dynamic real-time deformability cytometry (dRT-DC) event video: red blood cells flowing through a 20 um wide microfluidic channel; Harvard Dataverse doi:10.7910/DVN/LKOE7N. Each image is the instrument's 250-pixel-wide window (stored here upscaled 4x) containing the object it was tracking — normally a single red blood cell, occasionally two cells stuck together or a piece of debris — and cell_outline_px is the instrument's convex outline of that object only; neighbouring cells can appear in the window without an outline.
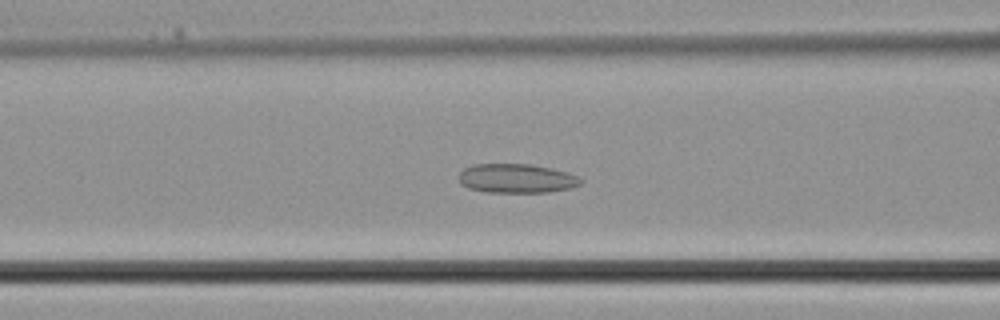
{"species": "common noctule bat (a hibernating species)", "species_latin": "Nyctalus noctula", "temperature_condition": "cold", "stored_images_in_passage": 23, "camera_frame_rate_fps": 3000, "um_per_image_px": 0.085, "animal": {"sex": "male", "body_mass_g": 21.5, "forearm_length_mm": 52.0}, "frame": {"image": 1, "passage_image": 6, "time_ms": 1.667, "image_size_px": [1000, 320], "cell_outline_px": [[584, 180], [580, 184], [572, 188], [548, 192], [488, 192], [468, 188], [460, 184], [460, 172], [464, 168], [472, 164], [528, 164], [568, 172], [580, 176]], "centroid_in_image_um": [43.93, 15.17], "position_along_channel_um": 122.7, "area_um2": 20.75}}
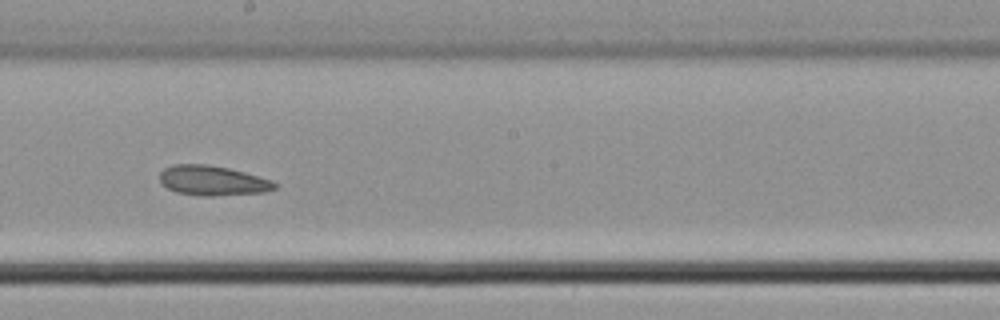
{"frame": {"image": 2, "passage_image": 12, "time_ms": 3.667, "image_size_px": [1000, 320], "cell_outline_px": [[276, 188], [264, 192], [216, 196], [204, 196], [176, 192], [168, 188], [160, 180], [160, 172], [164, 168], [172, 164], [208, 164], [228, 168], [244, 172], [272, 180], [276, 184]], "centroid_in_image_um": [18.06, 15.34], "position_along_channel_um": 230.1, "area_um2": 19.94}}
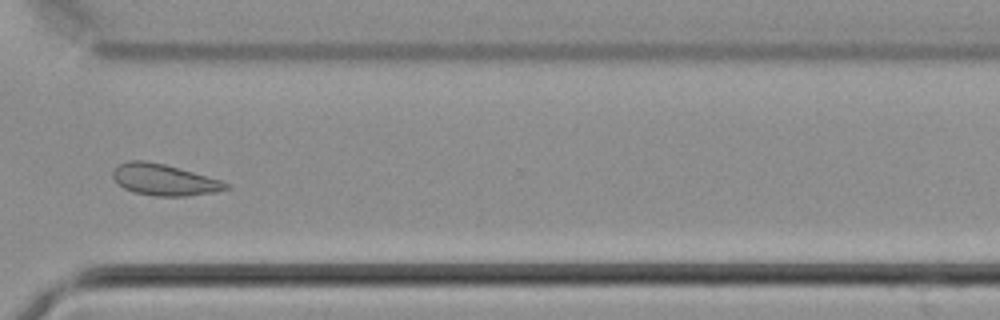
{"frame": {"image": 3, "passage_image": 19, "time_ms": 6.0, "image_size_px": [1000, 320], "cell_outline_px": [[232, 188], [216, 192], [184, 196], [156, 196], [132, 192], [116, 184], [112, 176], [112, 172], [120, 164], [128, 160], [144, 160], [164, 164], [220, 180], [232, 184]], "centroid_in_image_um": [13.95, 15.29], "position_along_channel_um": 356.6, "area_um2": 20.69}}